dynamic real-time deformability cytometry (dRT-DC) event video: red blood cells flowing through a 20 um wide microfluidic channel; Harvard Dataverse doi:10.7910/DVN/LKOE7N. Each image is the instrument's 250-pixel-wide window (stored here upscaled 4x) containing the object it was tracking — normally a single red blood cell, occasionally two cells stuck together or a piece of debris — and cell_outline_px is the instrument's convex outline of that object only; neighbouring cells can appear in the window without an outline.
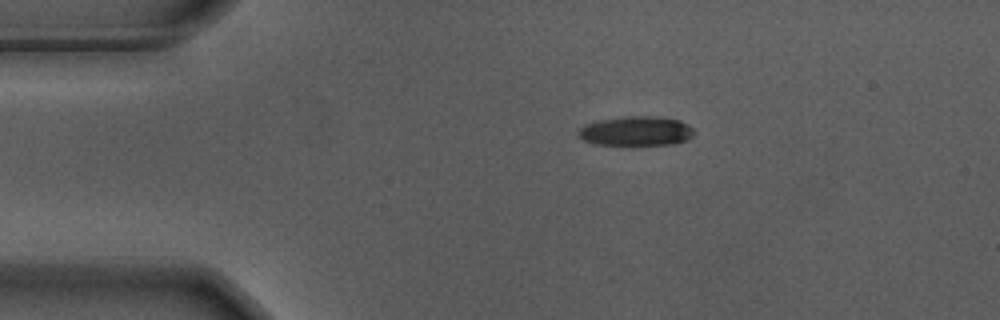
{"species": "Egyptian fruit bat (a non-hibernating species)", "species_latin": "Rousettus aegyptiacus", "temperature_condition": "warm", "stored_images_in_passage": 46, "camera_frame_rate_fps": 3000, "um_per_image_px": 0.085, "animal": {"sex": "male"}, "frame": {"image": 1, "passage_image": 1, "time_ms": 0.0, "image_size_px": [1000, 320], "cell_outline_px": [[696, 132], [688, 140], [672, 144], [596, 144], [584, 140], [576, 132], [584, 124], [600, 120], [624, 116], [656, 116], [680, 120], [688, 124]], "centroid_in_image_um": [54.1, 11.12], "position_along_channel_um": 30.9, "area_um2": 19.83}}
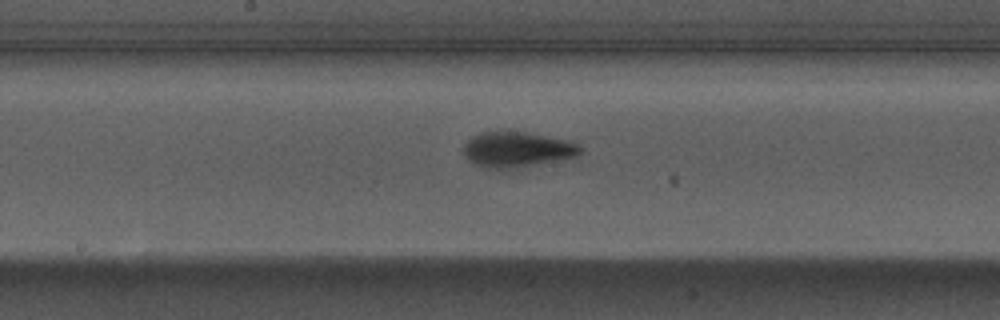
{"frame": {"image": 2, "passage_image": 19, "time_ms": 6.0, "image_size_px": [1000, 320], "cell_outline_px": [[584, 148], [580, 156], [508, 168], [488, 168], [476, 164], [468, 160], [464, 152], [464, 144], [472, 136], [480, 132], [520, 132], [568, 140], [580, 144]], "centroid_in_image_um": [43.98, 12.7], "position_along_channel_um": 204.2, "area_um2": 23.52}}
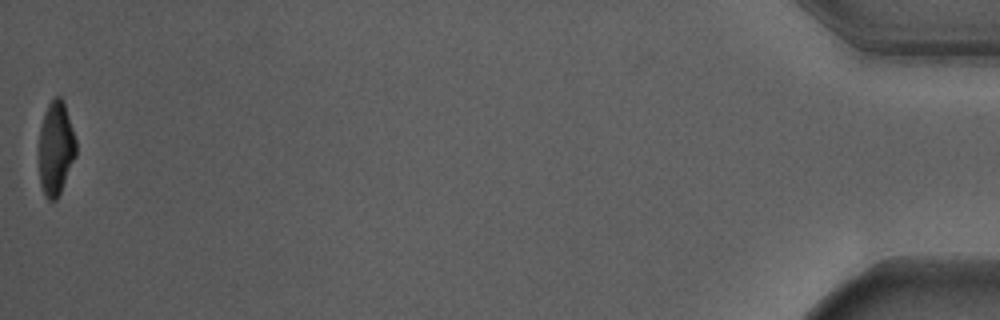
{"frame": {"image": 3, "passage_image": 46, "time_ms": 15.0, "image_size_px": [1000, 320], "cell_outline_px": [[76, 156], [60, 192], [56, 200], [48, 200], [40, 184], [40, 128], [44, 112], [48, 104], [56, 96], [60, 96], [64, 100], [76, 140]], "centroid_in_image_um": [4.76, 12.57], "position_along_channel_um": 430.4, "area_um2": 20.06}, "authors_computed_cell_mechanics": {"area_um2": 22.6576, "velocity_mm_per_s": 3.6872, "shape_relaxation_time_tau1_ms": 3.2918, "shape_relaxation_time_tau2_ms": 1.3344, "deformation_change_tau1": 0.1915, "deformation_change_tau2": 0.0844}}